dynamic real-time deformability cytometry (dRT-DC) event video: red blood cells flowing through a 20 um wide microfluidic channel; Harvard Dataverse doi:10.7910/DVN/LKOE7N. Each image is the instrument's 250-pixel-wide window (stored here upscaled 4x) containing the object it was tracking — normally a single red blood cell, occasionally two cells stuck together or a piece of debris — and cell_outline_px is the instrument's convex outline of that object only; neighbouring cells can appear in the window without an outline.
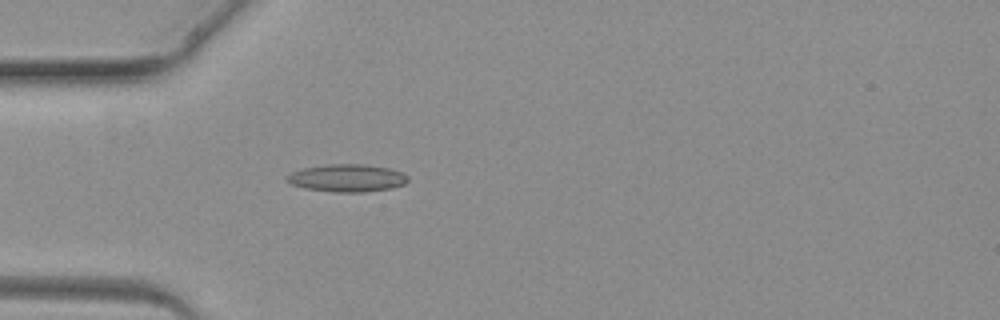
{"species": "common noctule bat (a hibernating species)", "species_latin": "Nyctalus noctula", "temperature_condition": "warm", "stored_images_in_passage": 2, "camera_frame_rate_fps": 3000, "um_per_image_px": 0.085, "animal": {"sex": "female", "body_mass_g": 19.3, "forearm_length_mm": 54.1}, "frame": {"image": 1, "passage_image": 2, "time_ms": 0.667, "image_size_px": [1000, 320], "cell_outline_px": [[408, 180], [404, 184], [392, 188], [364, 192], [336, 192], [304, 188], [292, 184], [284, 180], [284, 176], [292, 172], [304, 168], [324, 164], [368, 164], [388, 168], [400, 172], [408, 176]], "centroid_in_image_um": [29.47, 15.13], "position_along_channel_um": 55.5, "area_um2": 19.54}}